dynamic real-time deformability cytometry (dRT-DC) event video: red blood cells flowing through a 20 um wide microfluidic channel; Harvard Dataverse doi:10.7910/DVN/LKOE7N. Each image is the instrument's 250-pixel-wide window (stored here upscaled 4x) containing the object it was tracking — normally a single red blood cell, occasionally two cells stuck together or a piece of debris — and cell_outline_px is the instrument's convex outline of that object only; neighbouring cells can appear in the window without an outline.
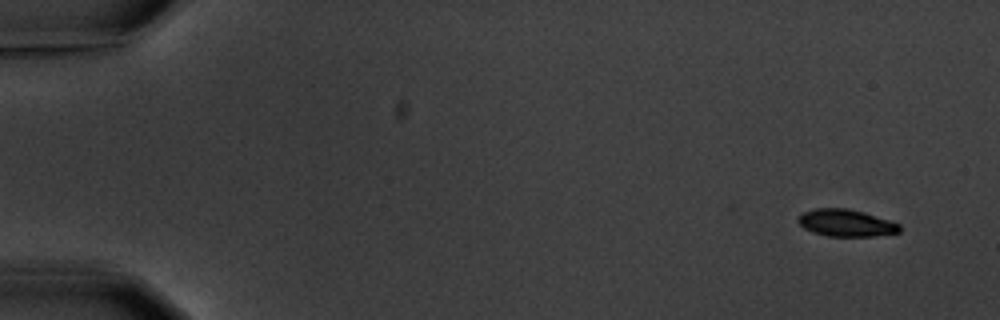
{"species": "common noctule bat (a hibernating species)", "species_latin": "Nyctalus noctula", "temperature_condition": "warm", "stored_images_in_passage": 5, "camera_frame_rate_fps": 3000, "um_per_image_px": 0.085, "animal": {"sex": "male", "body_mass_g": 20.1, "forearm_length_mm": 53.5}, "frame": {"image": 1, "passage_image": 1, "time_ms": 0.0, "image_size_px": [1000, 320], "cell_outline_px": [[900, 232], [876, 236], [828, 236], [812, 232], [804, 228], [796, 220], [796, 216], [804, 212], [816, 208], [848, 208], [864, 212], [900, 224]], "centroid_in_image_um": [71.88, 18.95], "position_along_channel_um": 13.1, "area_um2": 16.07}}
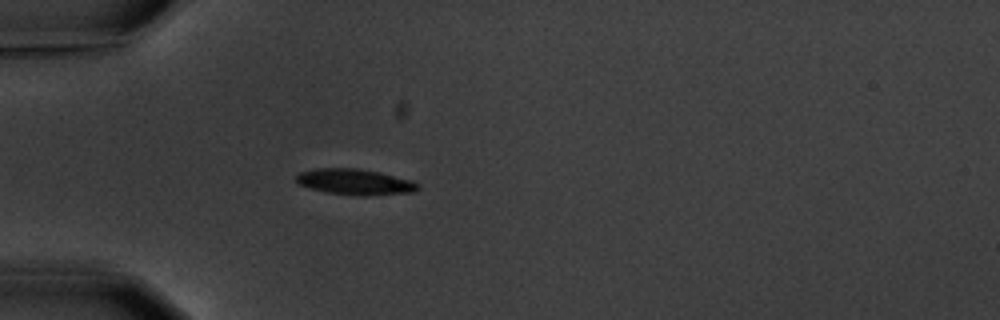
{"frame": {"image": 2, "passage_image": 5, "time_ms": 4.667, "image_size_px": [1000, 320], "cell_outline_px": [[420, 188], [412, 192], [364, 196], [360, 196], [328, 192], [312, 188], [300, 184], [296, 180], [296, 176], [300, 172], [316, 168], [356, 168], [380, 172], [412, 180], [420, 184]], "centroid_in_image_um": [30.22, 15.45], "position_along_channel_um": 54.8, "area_um2": 18.21}}